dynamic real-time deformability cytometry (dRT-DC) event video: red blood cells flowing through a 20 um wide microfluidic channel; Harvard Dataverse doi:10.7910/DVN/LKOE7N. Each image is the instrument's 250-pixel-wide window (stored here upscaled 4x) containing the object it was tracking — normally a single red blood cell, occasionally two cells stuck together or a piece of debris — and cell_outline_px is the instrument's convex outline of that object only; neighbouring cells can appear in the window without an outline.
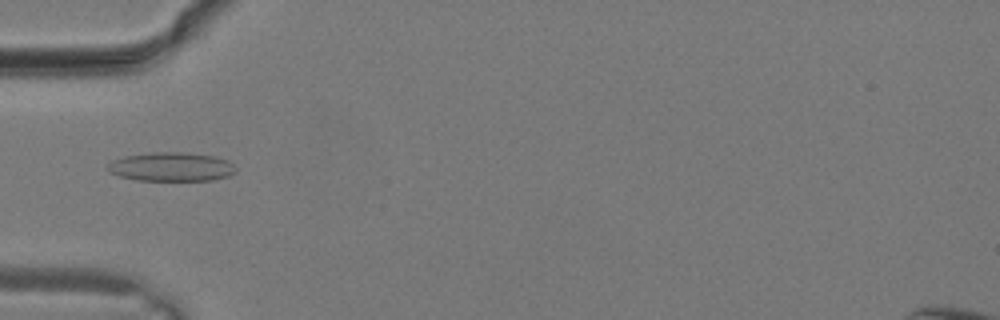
{"species": "common noctule bat (a hibernating species)", "species_latin": "Nyctalus noctula", "temperature_condition": "warm", "stored_images_in_passage": 5, "camera_frame_rate_fps": 3000, "um_per_image_px": 0.085, "animal": {"sex": "male", "body_mass_g": 19.2, "forearm_length_mm": 51.8}, "frame": {"image": 1, "passage_image": 2, "time_ms": 0.333, "image_size_px": [1000, 320], "cell_outline_px": [[236, 172], [228, 176], [212, 180], [136, 180], [120, 176], [108, 172], [108, 164], [112, 160], [124, 156], [152, 152], [180, 152], [212, 156], [228, 160], [236, 168]], "centroid_in_image_um": [14.55, 14.18], "position_along_channel_um": 70.5, "area_um2": 21.5}}
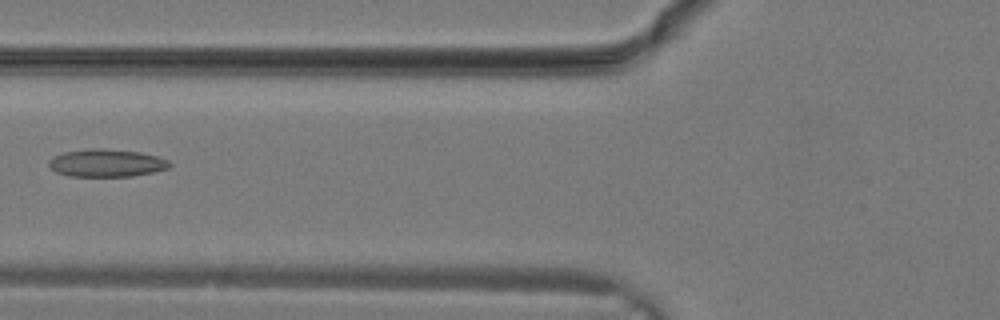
{"frame": {"image": 2, "passage_image": 4, "time_ms": 1.0, "image_size_px": [1000, 320], "cell_outline_px": [[172, 164], [168, 168], [152, 172], [132, 176], [68, 176], [56, 172], [48, 164], [48, 160], [52, 156], [64, 152], [92, 148], [104, 148], [140, 152], [156, 156], [168, 160]], "centroid_in_image_um": [9.03, 13.85], "position_along_channel_um": 116.8, "area_um2": 19.48}}